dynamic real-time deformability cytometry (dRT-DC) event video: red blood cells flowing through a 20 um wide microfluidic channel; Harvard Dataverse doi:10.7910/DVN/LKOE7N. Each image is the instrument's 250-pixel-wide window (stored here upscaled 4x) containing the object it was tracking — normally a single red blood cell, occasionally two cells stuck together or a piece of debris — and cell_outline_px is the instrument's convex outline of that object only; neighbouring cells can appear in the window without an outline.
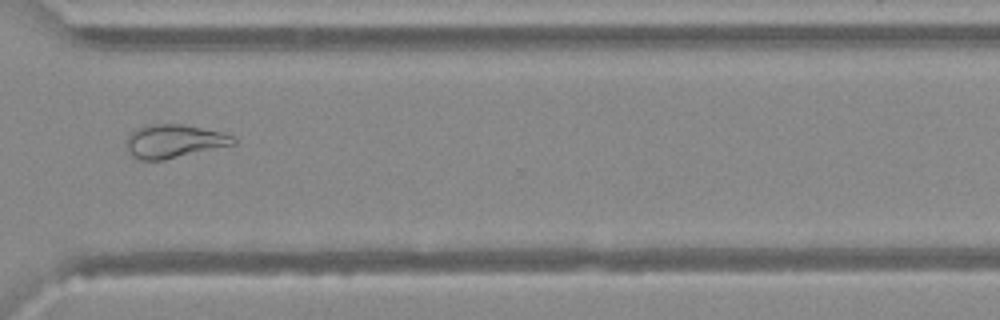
{"species": "Egyptian fruit bat (a non-hibernating species)", "species_latin": "Rousettus aegyptiacus", "temperature_condition": "warm", "stored_images_in_passage": 30, "camera_frame_rate_fps": 3000, "um_per_image_px": 0.085, "animal": {"sex": "female"}, "frame": {"image": 1, "passage_image": 22, "time_ms": 7.0, "image_size_px": [1000, 320], "cell_outline_px": [[236, 144], [164, 160], [140, 160], [132, 156], [128, 152], [124, 140], [136, 128], [152, 124], [184, 124], [220, 132], [232, 136], [236, 140]], "centroid_in_image_um": [14.75, 12.01], "position_along_channel_um": 355.9, "area_um2": 20.87}}